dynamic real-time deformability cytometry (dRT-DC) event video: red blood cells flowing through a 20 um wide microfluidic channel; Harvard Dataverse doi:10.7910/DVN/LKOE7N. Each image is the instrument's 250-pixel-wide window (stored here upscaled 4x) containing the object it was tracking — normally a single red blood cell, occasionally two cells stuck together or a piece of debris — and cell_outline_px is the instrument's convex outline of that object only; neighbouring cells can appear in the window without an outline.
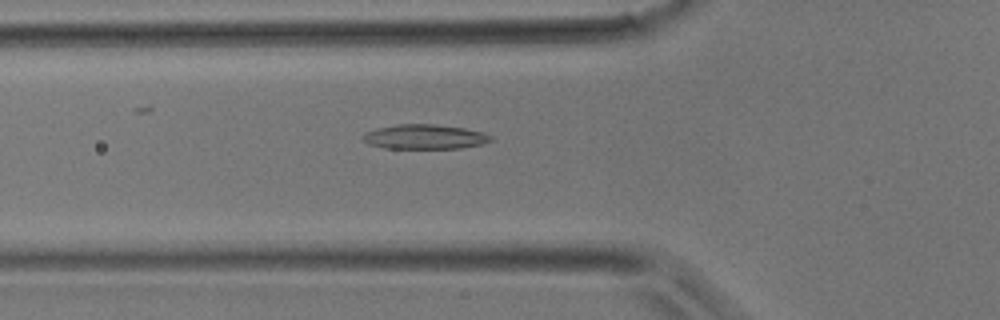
{"species": "common noctule bat (a hibernating species)", "species_latin": "Nyctalus noctula", "temperature_condition": "room temperature", "stored_images_in_passage": 31, "camera_frame_rate_fps": 3000, "um_per_image_px": 0.085, "animal": {"sex": "male", "body_mass_g": 17.9}, "frame": {"image": 1, "passage_image": 5, "time_ms": 1.333, "image_size_px": [1000, 320], "cell_outline_px": [[492, 140], [480, 144], [460, 148], [384, 148], [368, 144], [360, 136], [364, 132], [376, 128], [396, 124], [432, 124], [464, 128], [484, 132], [492, 136]], "centroid_in_image_um": [36.05, 11.62], "position_along_channel_um": 89.8, "area_um2": 18.38}}
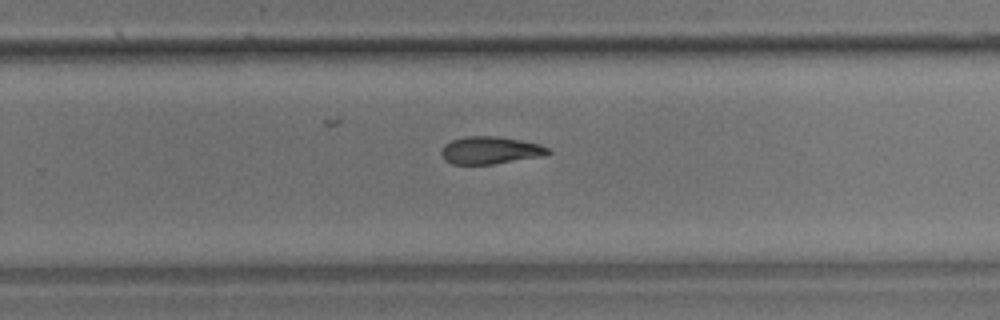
{"frame": {"image": 2, "passage_image": 17, "time_ms": 5.333, "image_size_px": [1000, 320], "cell_outline_px": [[552, 152], [540, 156], [492, 164], [452, 164], [444, 160], [440, 152], [444, 144], [452, 140], [468, 136], [496, 136], [520, 140], [540, 144], [548, 148]], "centroid_in_image_um": [41.63, 12.77], "position_along_channel_um": 288.2, "area_um2": 16.94}}
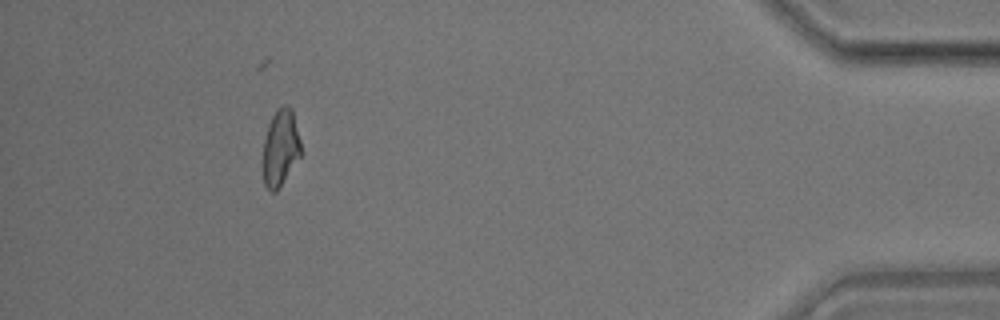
{"frame": {"image": 3, "passage_image": 28, "time_ms": 9.0, "image_size_px": [1000, 320], "cell_outline_px": [[300, 156], [276, 192], [272, 192], [264, 184], [264, 140], [268, 124], [276, 108], [284, 104], [288, 104], [292, 108], [300, 140]], "centroid_in_image_um": [23.85, 12.5], "position_along_channel_um": 411.4, "area_um2": 16.7}}